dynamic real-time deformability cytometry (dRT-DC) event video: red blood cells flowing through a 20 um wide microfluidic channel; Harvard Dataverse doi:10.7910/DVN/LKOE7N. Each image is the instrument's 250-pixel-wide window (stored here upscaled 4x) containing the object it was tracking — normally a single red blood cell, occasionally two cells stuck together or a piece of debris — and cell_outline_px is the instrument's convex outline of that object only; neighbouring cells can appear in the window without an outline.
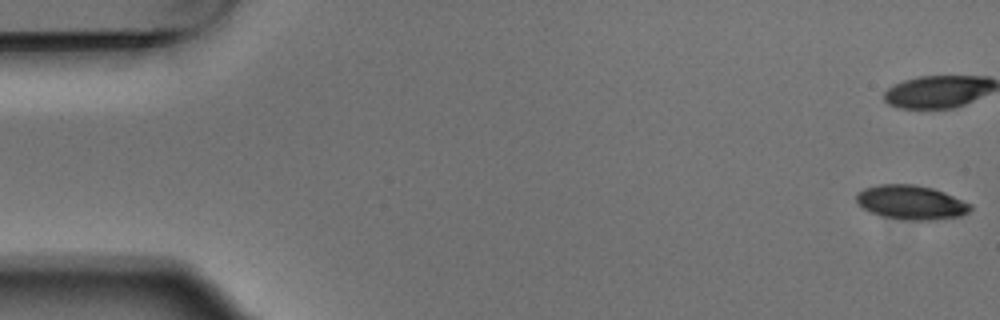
{"species": "Egyptian fruit bat (a non-hibernating species)", "species_latin": "Rousettus aegyptiacus", "temperature_condition": "warm", "stored_images_in_passage": 9, "camera_frame_rate_fps": 3000, "um_per_image_px": 0.085, "animal": {"sex": "male"}, "frame": {"image": 1, "passage_image": 1, "time_ms": 0.0, "image_size_px": [1000, 320], "cell_outline_px": [[972, 208], [968, 212], [960, 216], [932, 220], [912, 220], [880, 216], [864, 208], [856, 200], [856, 192], [864, 188], [880, 184], [916, 184], [932, 188], [944, 192], [972, 204]], "centroid_in_image_um": [77.45, 17.19], "position_along_channel_um": 7.6, "area_um2": 22.66}}
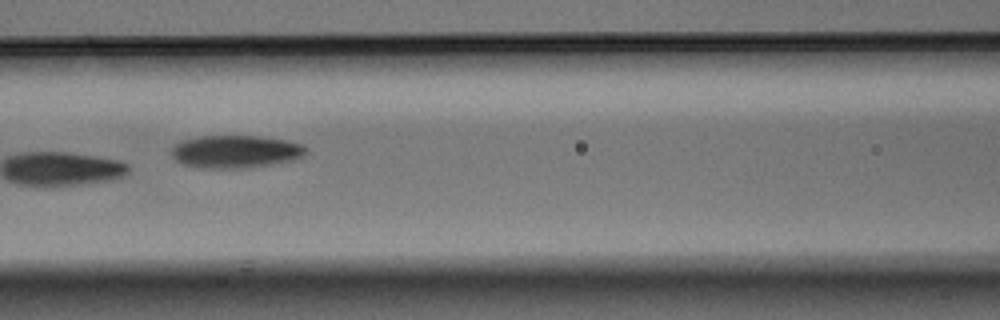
{"frame": {"image": 2, "passage_image": 8, "time_ms": 2.333, "image_size_px": [1000, 320], "cell_outline_px": [[308, 152], [304, 156], [292, 160], [272, 164], [248, 168], [200, 168], [184, 164], [176, 160], [172, 156], [172, 148], [176, 144], [184, 140], [200, 136], [260, 136], [284, 140], [300, 144], [308, 148]], "centroid_in_image_um": [20.05, 12.89], "position_along_channel_um": 146.6, "area_um2": 25.61}}
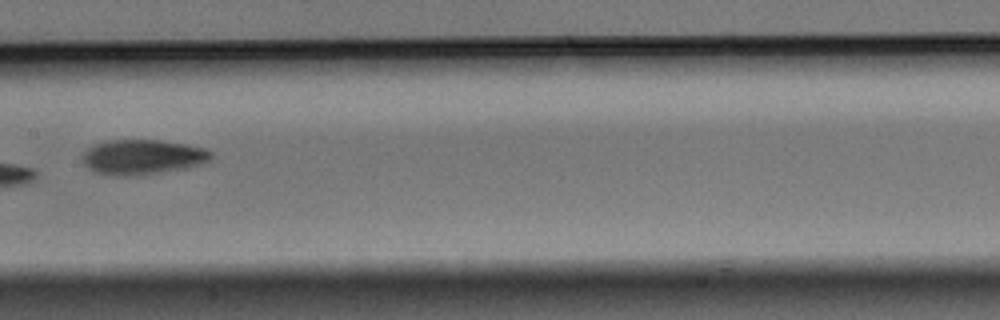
{"frame": {"image": 3, "passage_image": 9, "time_ms": 2.667, "image_size_px": [1000, 320], "cell_outline_px": [[212, 156], [208, 160], [200, 164], [184, 168], [132, 176], [112, 176], [96, 172], [88, 168], [84, 164], [84, 152], [88, 148], [96, 144], [108, 140], [160, 140], [188, 144], [204, 148], [212, 152]], "centroid_in_image_um": [12.11, 13.34], "position_along_channel_um": 195.3, "area_um2": 25.95}}